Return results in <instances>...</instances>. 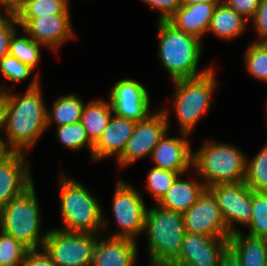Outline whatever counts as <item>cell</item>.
Masks as SVG:
<instances>
[{
    "label": "cell",
    "mask_w": 267,
    "mask_h": 266,
    "mask_svg": "<svg viewBox=\"0 0 267 266\" xmlns=\"http://www.w3.org/2000/svg\"><path fill=\"white\" fill-rule=\"evenodd\" d=\"M40 75L37 72L24 94L9 90L5 139L1 143L10 152L26 153L47 130V106L43 99ZM32 148V149H31Z\"/></svg>",
    "instance_id": "cell-1"
},
{
    "label": "cell",
    "mask_w": 267,
    "mask_h": 266,
    "mask_svg": "<svg viewBox=\"0 0 267 266\" xmlns=\"http://www.w3.org/2000/svg\"><path fill=\"white\" fill-rule=\"evenodd\" d=\"M158 56L173 81L196 78L208 73L214 63L198 69L202 40L176 29L168 21L157 20Z\"/></svg>",
    "instance_id": "cell-2"
},
{
    "label": "cell",
    "mask_w": 267,
    "mask_h": 266,
    "mask_svg": "<svg viewBox=\"0 0 267 266\" xmlns=\"http://www.w3.org/2000/svg\"><path fill=\"white\" fill-rule=\"evenodd\" d=\"M67 176L61 172L59 195L63 226L57 229L100 235L109 227L103 207L87 187Z\"/></svg>",
    "instance_id": "cell-3"
},
{
    "label": "cell",
    "mask_w": 267,
    "mask_h": 266,
    "mask_svg": "<svg viewBox=\"0 0 267 266\" xmlns=\"http://www.w3.org/2000/svg\"><path fill=\"white\" fill-rule=\"evenodd\" d=\"M143 233L147 236L148 266H170L186 233L183 215L155 204L146 210Z\"/></svg>",
    "instance_id": "cell-4"
},
{
    "label": "cell",
    "mask_w": 267,
    "mask_h": 266,
    "mask_svg": "<svg viewBox=\"0 0 267 266\" xmlns=\"http://www.w3.org/2000/svg\"><path fill=\"white\" fill-rule=\"evenodd\" d=\"M235 145L206 140L193 152L192 168L206 188L245 181L246 153Z\"/></svg>",
    "instance_id": "cell-5"
},
{
    "label": "cell",
    "mask_w": 267,
    "mask_h": 266,
    "mask_svg": "<svg viewBox=\"0 0 267 266\" xmlns=\"http://www.w3.org/2000/svg\"><path fill=\"white\" fill-rule=\"evenodd\" d=\"M34 183L0 209V230L28 250L43 248L49 230L41 233L42 213Z\"/></svg>",
    "instance_id": "cell-6"
},
{
    "label": "cell",
    "mask_w": 267,
    "mask_h": 266,
    "mask_svg": "<svg viewBox=\"0 0 267 266\" xmlns=\"http://www.w3.org/2000/svg\"><path fill=\"white\" fill-rule=\"evenodd\" d=\"M213 67L208 73L189 79L173 81L174 95L172 106L178 122L180 133L191 135L196 124L211 108L216 81Z\"/></svg>",
    "instance_id": "cell-7"
},
{
    "label": "cell",
    "mask_w": 267,
    "mask_h": 266,
    "mask_svg": "<svg viewBox=\"0 0 267 266\" xmlns=\"http://www.w3.org/2000/svg\"><path fill=\"white\" fill-rule=\"evenodd\" d=\"M98 237L53 228L47 234L43 249L56 266H92Z\"/></svg>",
    "instance_id": "cell-8"
},
{
    "label": "cell",
    "mask_w": 267,
    "mask_h": 266,
    "mask_svg": "<svg viewBox=\"0 0 267 266\" xmlns=\"http://www.w3.org/2000/svg\"><path fill=\"white\" fill-rule=\"evenodd\" d=\"M147 206L138 189L119 178L114 189L112 211L118 231L109 237L136 238L143 233Z\"/></svg>",
    "instance_id": "cell-9"
},
{
    "label": "cell",
    "mask_w": 267,
    "mask_h": 266,
    "mask_svg": "<svg viewBox=\"0 0 267 266\" xmlns=\"http://www.w3.org/2000/svg\"><path fill=\"white\" fill-rule=\"evenodd\" d=\"M170 112L156 109L145 120L136 122L132 136L128 139L122 155L117 159L119 168L151 155L152 150L170 129Z\"/></svg>",
    "instance_id": "cell-10"
},
{
    "label": "cell",
    "mask_w": 267,
    "mask_h": 266,
    "mask_svg": "<svg viewBox=\"0 0 267 266\" xmlns=\"http://www.w3.org/2000/svg\"><path fill=\"white\" fill-rule=\"evenodd\" d=\"M215 196L227 231H241L234 224L249 226L252 217V190L242 182L222 183L208 188Z\"/></svg>",
    "instance_id": "cell-11"
},
{
    "label": "cell",
    "mask_w": 267,
    "mask_h": 266,
    "mask_svg": "<svg viewBox=\"0 0 267 266\" xmlns=\"http://www.w3.org/2000/svg\"><path fill=\"white\" fill-rule=\"evenodd\" d=\"M19 27L35 42L58 53L60 47L75 38L71 14L16 17Z\"/></svg>",
    "instance_id": "cell-12"
},
{
    "label": "cell",
    "mask_w": 267,
    "mask_h": 266,
    "mask_svg": "<svg viewBox=\"0 0 267 266\" xmlns=\"http://www.w3.org/2000/svg\"><path fill=\"white\" fill-rule=\"evenodd\" d=\"M113 114L139 122L145 120L151 111V99L148 89L133 79L117 81L109 92Z\"/></svg>",
    "instance_id": "cell-13"
},
{
    "label": "cell",
    "mask_w": 267,
    "mask_h": 266,
    "mask_svg": "<svg viewBox=\"0 0 267 266\" xmlns=\"http://www.w3.org/2000/svg\"><path fill=\"white\" fill-rule=\"evenodd\" d=\"M182 215L186 232L217 238L230 236L217 200L208 188Z\"/></svg>",
    "instance_id": "cell-14"
},
{
    "label": "cell",
    "mask_w": 267,
    "mask_h": 266,
    "mask_svg": "<svg viewBox=\"0 0 267 266\" xmlns=\"http://www.w3.org/2000/svg\"><path fill=\"white\" fill-rule=\"evenodd\" d=\"M228 247V238L186 232L177 259L170 266H217Z\"/></svg>",
    "instance_id": "cell-15"
},
{
    "label": "cell",
    "mask_w": 267,
    "mask_h": 266,
    "mask_svg": "<svg viewBox=\"0 0 267 266\" xmlns=\"http://www.w3.org/2000/svg\"><path fill=\"white\" fill-rule=\"evenodd\" d=\"M25 153L9 152L0 162V209L34 182Z\"/></svg>",
    "instance_id": "cell-16"
},
{
    "label": "cell",
    "mask_w": 267,
    "mask_h": 266,
    "mask_svg": "<svg viewBox=\"0 0 267 266\" xmlns=\"http://www.w3.org/2000/svg\"><path fill=\"white\" fill-rule=\"evenodd\" d=\"M177 137L168 136V131L160 139L150 155L154 167L180 175H187L192 169L193 151L188 134L180 133Z\"/></svg>",
    "instance_id": "cell-17"
},
{
    "label": "cell",
    "mask_w": 267,
    "mask_h": 266,
    "mask_svg": "<svg viewBox=\"0 0 267 266\" xmlns=\"http://www.w3.org/2000/svg\"><path fill=\"white\" fill-rule=\"evenodd\" d=\"M135 125V121L113 114L106 129L93 144L92 161L96 163L113 156L117 160L132 136Z\"/></svg>",
    "instance_id": "cell-18"
},
{
    "label": "cell",
    "mask_w": 267,
    "mask_h": 266,
    "mask_svg": "<svg viewBox=\"0 0 267 266\" xmlns=\"http://www.w3.org/2000/svg\"><path fill=\"white\" fill-rule=\"evenodd\" d=\"M99 236L92 266H137V242L130 238Z\"/></svg>",
    "instance_id": "cell-19"
},
{
    "label": "cell",
    "mask_w": 267,
    "mask_h": 266,
    "mask_svg": "<svg viewBox=\"0 0 267 266\" xmlns=\"http://www.w3.org/2000/svg\"><path fill=\"white\" fill-rule=\"evenodd\" d=\"M217 5L218 3L207 2L181 5L167 21L176 29L202 40L209 29Z\"/></svg>",
    "instance_id": "cell-20"
},
{
    "label": "cell",
    "mask_w": 267,
    "mask_h": 266,
    "mask_svg": "<svg viewBox=\"0 0 267 266\" xmlns=\"http://www.w3.org/2000/svg\"><path fill=\"white\" fill-rule=\"evenodd\" d=\"M181 176L183 175L176 178L157 205L183 214L198 200L206 186L198 177L185 180Z\"/></svg>",
    "instance_id": "cell-21"
},
{
    "label": "cell",
    "mask_w": 267,
    "mask_h": 266,
    "mask_svg": "<svg viewBox=\"0 0 267 266\" xmlns=\"http://www.w3.org/2000/svg\"><path fill=\"white\" fill-rule=\"evenodd\" d=\"M228 242L241 266H267V238L245 235L241 230L231 234Z\"/></svg>",
    "instance_id": "cell-22"
},
{
    "label": "cell",
    "mask_w": 267,
    "mask_h": 266,
    "mask_svg": "<svg viewBox=\"0 0 267 266\" xmlns=\"http://www.w3.org/2000/svg\"><path fill=\"white\" fill-rule=\"evenodd\" d=\"M248 25L247 19L221 1L214 11L207 32L229 41L243 35Z\"/></svg>",
    "instance_id": "cell-23"
},
{
    "label": "cell",
    "mask_w": 267,
    "mask_h": 266,
    "mask_svg": "<svg viewBox=\"0 0 267 266\" xmlns=\"http://www.w3.org/2000/svg\"><path fill=\"white\" fill-rule=\"evenodd\" d=\"M61 95L54 100L51 109L47 108V130L52 123L57 126L80 122L85 102L78 94Z\"/></svg>",
    "instance_id": "cell-24"
},
{
    "label": "cell",
    "mask_w": 267,
    "mask_h": 266,
    "mask_svg": "<svg viewBox=\"0 0 267 266\" xmlns=\"http://www.w3.org/2000/svg\"><path fill=\"white\" fill-rule=\"evenodd\" d=\"M112 115L113 112L110 101L99 98L93 99V101L87 104L85 103L80 122L93 143L99 139L106 129Z\"/></svg>",
    "instance_id": "cell-25"
},
{
    "label": "cell",
    "mask_w": 267,
    "mask_h": 266,
    "mask_svg": "<svg viewBox=\"0 0 267 266\" xmlns=\"http://www.w3.org/2000/svg\"><path fill=\"white\" fill-rule=\"evenodd\" d=\"M16 30L9 42V55L17 58L20 62L35 70L41 60V49L44 46L35 42L26 35H20Z\"/></svg>",
    "instance_id": "cell-26"
},
{
    "label": "cell",
    "mask_w": 267,
    "mask_h": 266,
    "mask_svg": "<svg viewBox=\"0 0 267 266\" xmlns=\"http://www.w3.org/2000/svg\"><path fill=\"white\" fill-rule=\"evenodd\" d=\"M244 182L252 191L267 192V143L252 159L246 157Z\"/></svg>",
    "instance_id": "cell-27"
},
{
    "label": "cell",
    "mask_w": 267,
    "mask_h": 266,
    "mask_svg": "<svg viewBox=\"0 0 267 266\" xmlns=\"http://www.w3.org/2000/svg\"><path fill=\"white\" fill-rule=\"evenodd\" d=\"M56 133V137H58L57 140H59L64 148L73 152H78L79 150L87 147L91 156L90 159H92L94 143L89 139L81 122L57 126Z\"/></svg>",
    "instance_id": "cell-28"
},
{
    "label": "cell",
    "mask_w": 267,
    "mask_h": 266,
    "mask_svg": "<svg viewBox=\"0 0 267 266\" xmlns=\"http://www.w3.org/2000/svg\"><path fill=\"white\" fill-rule=\"evenodd\" d=\"M244 64L250 76L258 81L267 77V45L264 42H251L244 54Z\"/></svg>",
    "instance_id": "cell-29"
},
{
    "label": "cell",
    "mask_w": 267,
    "mask_h": 266,
    "mask_svg": "<svg viewBox=\"0 0 267 266\" xmlns=\"http://www.w3.org/2000/svg\"><path fill=\"white\" fill-rule=\"evenodd\" d=\"M70 0H26L17 17H41L56 14H71Z\"/></svg>",
    "instance_id": "cell-30"
},
{
    "label": "cell",
    "mask_w": 267,
    "mask_h": 266,
    "mask_svg": "<svg viewBox=\"0 0 267 266\" xmlns=\"http://www.w3.org/2000/svg\"><path fill=\"white\" fill-rule=\"evenodd\" d=\"M249 235L267 238V192L252 191V217Z\"/></svg>",
    "instance_id": "cell-31"
},
{
    "label": "cell",
    "mask_w": 267,
    "mask_h": 266,
    "mask_svg": "<svg viewBox=\"0 0 267 266\" xmlns=\"http://www.w3.org/2000/svg\"><path fill=\"white\" fill-rule=\"evenodd\" d=\"M179 175L178 172L163 170L154 166L149 170L145 187L153 197L155 204L162 199Z\"/></svg>",
    "instance_id": "cell-32"
},
{
    "label": "cell",
    "mask_w": 267,
    "mask_h": 266,
    "mask_svg": "<svg viewBox=\"0 0 267 266\" xmlns=\"http://www.w3.org/2000/svg\"><path fill=\"white\" fill-rule=\"evenodd\" d=\"M28 249L0 230V266L22 265Z\"/></svg>",
    "instance_id": "cell-33"
},
{
    "label": "cell",
    "mask_w": 267,
    "mask_h": 266,
    "mask_svg": "<svg viewBox=\"0 0 267 266\" xmlns=\"http://www.w3.org/2000/svg\"><path fill=\"white\" fill-rule=\"evenodd\" d=\"M0 72L6 80L16 84L30 78L34 70L8 54L0 60Z\"/></svg>",
    "instance_id": "cell-34"
},
{
    "label": "cell",
    "mask_w": 267,
    "mask_h": 266,
    "mask_svg": "<svg viewBox=\"0 0 267 266\" xmlns=\"http://www.w3.org/2000/svg\"><path fill=\"white\" fill-rule=\"evenodd\" d=\"M19 25L16 17L0 15V60L9 54V42Z\"/></svg>",
    "instance_id": "cell-35"
},
{
    "label": "cell",
    "mask_w": 267,
    "mask_h": 266,
    "mask_svg": "<svg viewBox=\"0 0 267 266\" xmlns=\"http://www.w3.org/2000/svg\"><path fill=\"white\" fill-rule=\"evenodd\" d=\"M253 25L256 40L253 42H264L267 39V0H260V4L254 17L249 21Z\"/></svg>",
    "instance_id": "cell-36"
},
{
    "label": "cell",
    "mask_w": 267,
    "mask_h": 266,
    "mask_svg": "<svg viewBox=\"0 0 267 266\" xmlns=\"http://www.w3.org/2000/svg\"><path fill=\"white\" fill-rule=\"evenodd\" d=\"M151 9L158 11L159 21H167L182 5L181 0H142Z\"/></svg>",
    "instance_id": "cell-37"
},
{
    "label": "cell",
    "mask_w": 267,
    "mask_h": 266,
    "mask_svg": "<svg viewBox=\"0 0 267 266\" xmlns=\"http://www.w3.org/2000/svg\"><path fill=\"white\" fill-rule=\"evenodd\" d=\"M228 7L250 21L257 11L260 0H222Z\"/></svg>",
    "instance_id": "cell-38"
},
{
    "label": "cell",
    "mask_w": 267,
    "mask_h": 266,
    "mask_svg": "<svg viewBox=\"0 0 267 266\" xmlns=\"http://www.w3.org/2000/svg\"><path fill=\"white\" fill-rule=\"evenodd\" d=\"M21 266H56L43 248L28 250Z\"/></svg>",
    "instance_id": "cell-39"
},
{
    "label": "cell",
    "mask_w": 267,
    "mask_h": 266,
    "mask_svg": "<svg viewBox=\"0 0 267 266\" xmlns=\"http://www.w3.org/2000/svg\"><path fill=\"white\" fill-rule=\"evenodd\" d=\"M25 4L26 0H0V15L17 17L18 14L23 10ZM2 9L4 11H2Z\"/></svg>",
    "instance_id": "cell-40"
},
{
    "label": "cell",
    "mask_w": 267,
    "mask_h": 266,
    "mask_svg": "<svg viewBox=\"0 0 267 266\" xmlns=\"http://www.w3.org/2000/svg\"><path fill=\"white\" fill-rule=\"evenodd\" d=\"M9 90L8 87L0 85V132L4 129L8 106ZM4 136L0 133V141Z\"/></svg>",
    "instance_id": "cell-41"
},
{
    "label": "cell",
    "mask_w": 267,
    "mask_h": 266,
    "mask_svg": "<svg viewBox=\"0 0 267 266\" xmlns=\"http://www.w3.org/2000/svg\"><path fill=\"white\" fill-rule=\"evenodd\" d=\"M217 266H241L238 256L228 247L221 255Z\"/></svg>",
    "instance_id": "cell-42"
},
{
    "label": "cell",
    "mask_w": 267,
    "mask_h": 266,
    "mask_svg": "<svg viewBox=\"0 0 267 266\" xmlns=\"http://www.w3.org/2000/svg\"><path fill=\"white\" fill-rule=\"evenodd\" d=\"M222 0H181L182 5H191L197 3H219Z\"/></svg>",
    "instance_id": "cell-43"
},
{
    "label": "cell",
    "mask_w": 267,
    "mask_h": 266,
    "mask_svg": "<svg viewBox=\"0 0 267 266\" xmlns=\"http://www.w3.org/2000/svg\"><path fill=\"white\" fill-rule=\"evenodd\" d=\"M10 151L0 142V162Z\"/></svg>",
    "instance_id": "cell-44"
},
{
    "label": "cell",
    "mask_w": 267,
    "mask_h": 266,
    "mask_svg": "<svg viewBox=\"0 0 267 266\" xmlns=\"http://www.w3.org/2000/svg\"><path fill=\"white\" fill-rule=\"evenodd\" d=\"M266 122H267V107H266ZM267 124V123H266Z\"/></svg>",
    "instance_id": "cell-45"
}]
</instances>
